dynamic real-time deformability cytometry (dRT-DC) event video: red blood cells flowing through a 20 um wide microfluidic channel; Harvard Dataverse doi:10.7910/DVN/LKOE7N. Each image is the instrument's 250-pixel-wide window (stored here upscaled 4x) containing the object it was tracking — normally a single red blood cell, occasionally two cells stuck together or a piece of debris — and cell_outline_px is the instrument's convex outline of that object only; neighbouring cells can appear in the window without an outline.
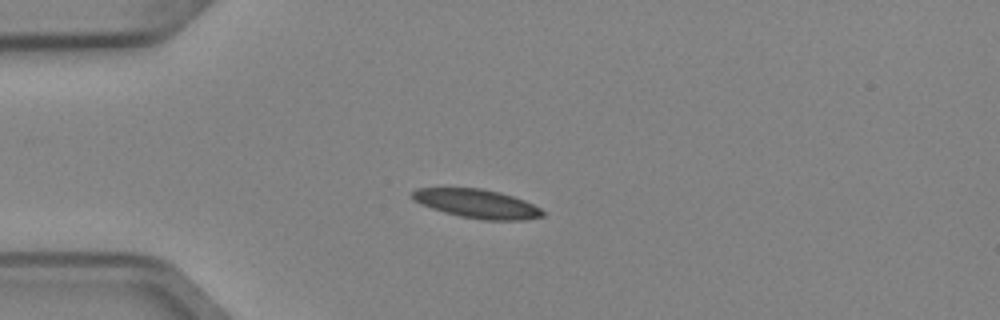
{"species": "Egyptian fruit bat (a non-hibernating species)", "species_latin": "Rousettus aegyptiacus", "temperature_condition": "cold", "stored_images_in_passage": 35, "camera_frame_rate_fps": 3000, "um_per_image_px": 0.085, "animal": {"sex": "female"}, "frame": {"image": 1, "passage_image": 1, "time_ms": 0.0, "image_size_px": [1000, 320], "cell_outline_px": [[544, 216], [524, 220], [484, 220], [460, 216], [444, 212], [420, 204], [412, 196], [412, 192], [416, 188], [480, 188], [500, 192], [524, 200], [540, 208], [544, 212]], "centroid_in_image_um": [40.56, 17.31], "position_along_channel_um": 44.4, "area_um2": 21.73}}
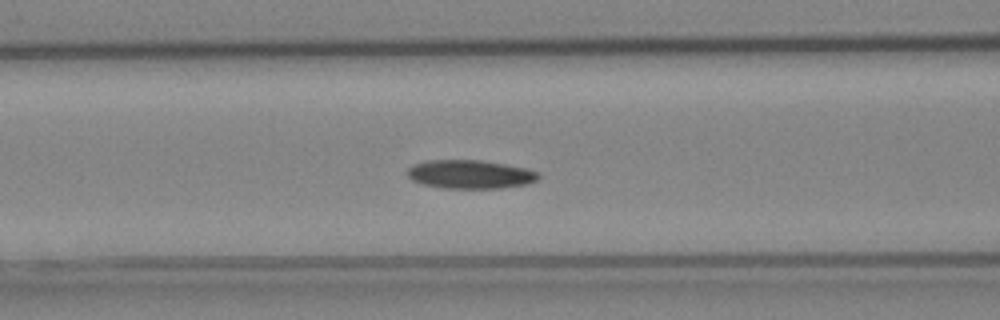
{"frame": {"image": 2, "passage_image": 9, "time_ms": 2.667, "image_size_px": [1000, 320], "cell_outline_px": [[540, 176], [536, 180], [528, 184], [500, 188], [444, 188], [424, 184], [412, 180], [408, 176], [408, 168], [412, 164], [428, 160], [480, 160], [504, 164], [524, 168], [540, 172]], "centroid_in_image_um": [39.97, 14.81], "position_along_channel_um": 126.6, "area_um2": 21.79}}
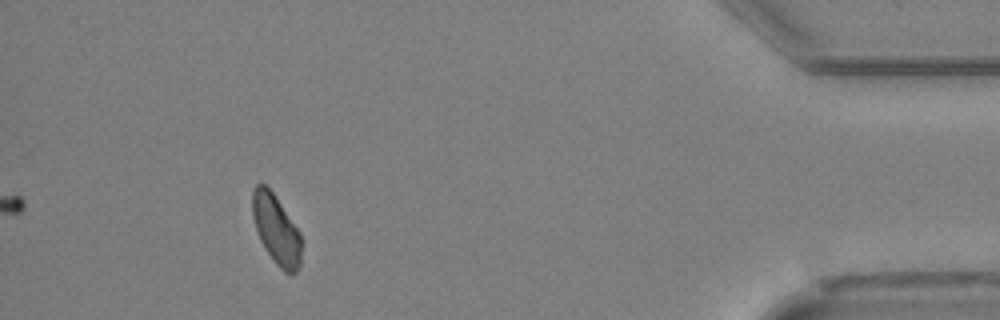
{"frame": {"image": 3, "passage_image": 35, "time_ms": 11.333, "image_size_px": [1000, 320], "cell_outline_px": [[300, 264], [296, 272], [284, 272], [276, 264], [264, 248], [260, 240], [252, 216], [252, 188], [256, 184], [264, 184], [272, 192], [300, 232]], "centroid_in_image_um": [23.45, 19.5], "position_along_channel_um": 411.8, "area_um2": 19.48}, "authors_computed_cell_mechanics": {"area_um2": 21.1548, "velocity_mm_per_s": 3.9362, "shape_relaxation_time_tau1_ms": 9.5429, "shape_relaxation_time_tau2_ms": 4.0899, "deformation_change_tau1": 0.1564, "deformation_change_tau2": 0.0876}}